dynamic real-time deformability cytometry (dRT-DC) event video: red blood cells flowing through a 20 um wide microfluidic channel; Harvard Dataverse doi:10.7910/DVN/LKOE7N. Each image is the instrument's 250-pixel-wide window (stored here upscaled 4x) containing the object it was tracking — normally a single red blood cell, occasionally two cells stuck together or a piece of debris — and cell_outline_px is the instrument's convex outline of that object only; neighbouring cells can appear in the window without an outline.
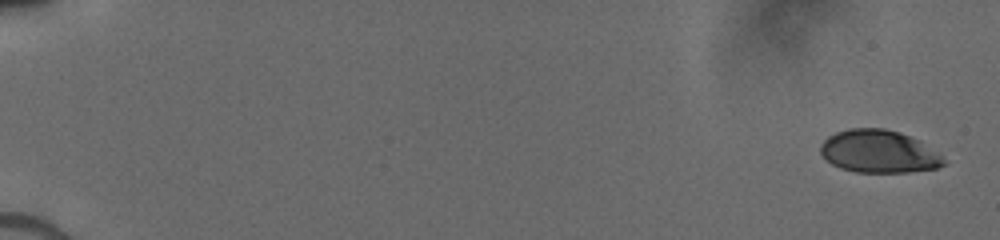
{"species": "human", "species_latin": "Homo sapiens", "temperature_condition": "cold", "stored_images_in_passage": 35, "camera_frame_rate_fps": 3000, "um_per_image_px": 0.085, "donor": {"sex": "male"}, "frame": {"image": 1, "passage_image": 1, "time_ms": 0.0, "image_size_px": [1000, 240], "cell_outline_px": [[948, 164], [936, 168], [908, 172], [856, 172], [840, 168], [832, 164], [820, 152], [820, 144], [828, 136], [836, 132], [848, 128], [884, 128], [900, 132], [916, 140], [940, 156]], "centroid_in_image_um": [74.64, 12.88], "position_along_channel_um": 10.4, "area_um2": 30.29}}
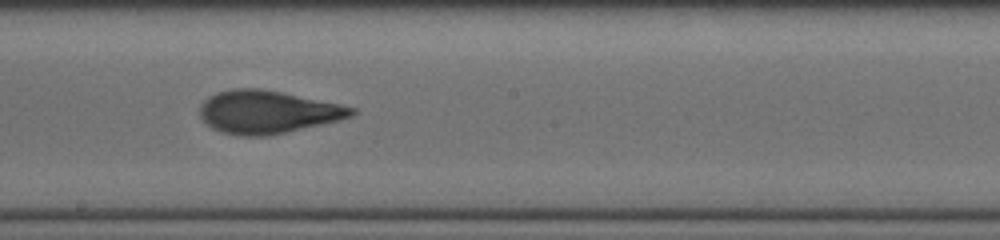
{"frame": {"image": 2, "passage_image": 19, "time_ms": 10.0, "image_size_px": [1000, 240], "cell_outline_px": [[356, 112], [352, 116], [340, 120], [268, 136], [240, 136], [224, 132], [212, 128], [200, 116], [200, 104], [208, 96], [216, 92], [232, 88], [260, 88], [340, 104], [356, 108]], "centroid_in_image_um": [22.72, 9.51], "position_along_channel_um": 225.5, "area_um2": 37.8}}
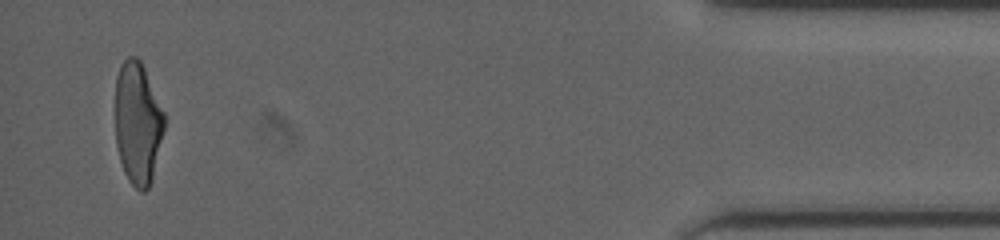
{"frame": {"image": 3, "passage_image": 35, "time_ms": 16.333, "image_size_px": [1000, 240], "cell_outline_px": [[164, 128], [152, 180], [148, 188], [144, 192], [140, 192], [128, 180], [124, 172], [120, 160], [116, 144], [116, 76], [124, 60], [128, 56], [136, 56], [140, 60], [144, 68], [164, 112]], "centroid_in_image_um": [11.7, 10.48], "position_along_channel_um": 423.5, "area_um2": 34.74}}